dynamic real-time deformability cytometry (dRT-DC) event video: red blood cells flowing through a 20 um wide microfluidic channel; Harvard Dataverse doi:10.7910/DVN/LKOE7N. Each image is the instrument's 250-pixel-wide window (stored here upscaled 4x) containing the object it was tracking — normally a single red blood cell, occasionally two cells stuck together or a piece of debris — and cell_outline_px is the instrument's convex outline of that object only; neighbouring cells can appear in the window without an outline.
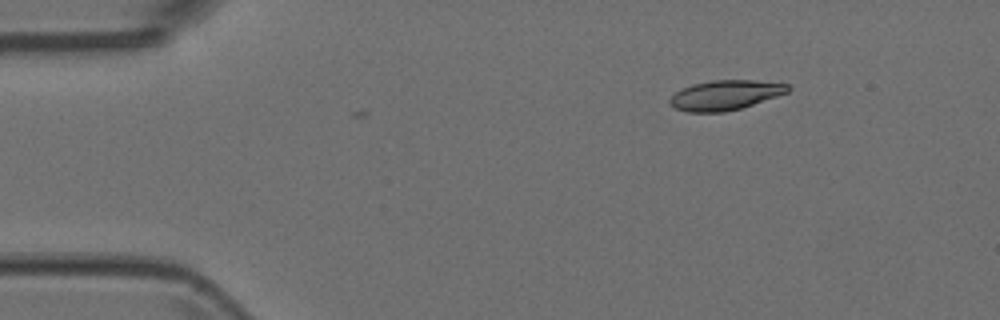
{"species": "Egyptian fruit bat (a non-hibernating species)", "species_latin": "Rousettus aegyptiacus", "temperature_condition": "room temperature", "stored_images_in_passage": 4, "camera_frame_rate_fps": 3000, "um_per_image_px": 0.085, "animal": {"sex": "female"}, "frame": {"image": 1, "passage_image": 4, "time_ms": 1.0, "image_size_px": [1000, 320], "cell_outline_px": [[792, 88], [788, 92], [740, 108], [724, 112], [688, 112], [676, 108], [668, 104], [668, 100], [676, 92], [692, 84], [712, 80], [752, 80], [788, 84]], "centroid_in_image_um": [61.62, 8.08], "position_along_channel_um": 23.4, "area_um2": 20.29}}